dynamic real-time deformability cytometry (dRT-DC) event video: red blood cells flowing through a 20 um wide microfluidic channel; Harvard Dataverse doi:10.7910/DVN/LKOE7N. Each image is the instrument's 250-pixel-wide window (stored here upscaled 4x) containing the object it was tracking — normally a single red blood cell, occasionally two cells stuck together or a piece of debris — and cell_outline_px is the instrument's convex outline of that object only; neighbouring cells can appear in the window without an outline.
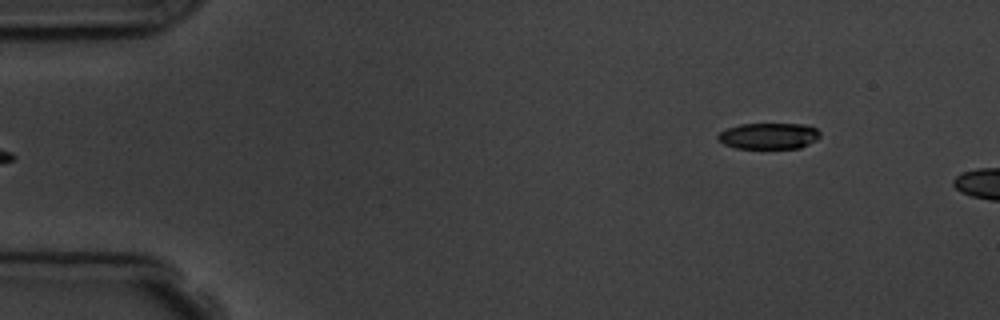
{"species": "common noctule bat (a hibernating species)", "species_latin": "Nyctalus noctula", "temperature_condition": "room temperature", "stored_images_in_passage": 5, "segment_of_instrument_passage": [2, 2], "camera_frame_rate_fps": 3000, "um_per_image_px": 0.085, "animal": {"sex": "male", "body_mass_g": 19.5, "forearm_length_mm": 54.6}, "frame": {"image": 1, "passage_image": 5, "time_ms": 4.667, "image_size_px": [1000, 320], "cell_outline_px": [[820, 136], [816, 140], [800, 148], [736, 148], [724, 144], [716, 136], [720, 132], [728, 128], [740, 124], [808, 124], [816, 128], [820, 132]], "centroid_in_image_um": [65.38, 11.55], "position_along_channel_um": 19.6, "area_um2": 15.55}}